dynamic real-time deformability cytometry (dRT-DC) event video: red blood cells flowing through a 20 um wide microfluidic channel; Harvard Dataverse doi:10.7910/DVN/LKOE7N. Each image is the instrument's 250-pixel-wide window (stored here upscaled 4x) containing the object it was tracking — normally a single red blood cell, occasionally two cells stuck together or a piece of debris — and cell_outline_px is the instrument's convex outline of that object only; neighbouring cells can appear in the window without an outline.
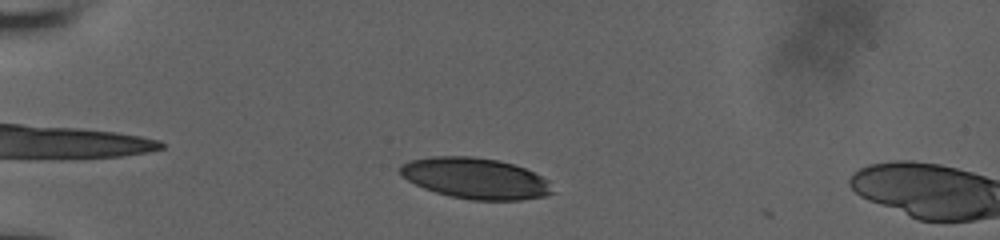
{"species": "human", "species_latin": "Homo sapiens", "temperature_condition": "room temperature", "stored_images_in_passage": 9, "camera_frame_rate_fps": 3000, "um_per_image_px": 0.085, "donor": {"sex": "male"}, "frame": {"image": 1, "passage_image": 6, "time_ms": 1.667, "image_size_px": [1000, 240], "cell_outline_px": [[552, 192], [544, 196], [520, 200], [472, 200], [452, 196], [436, 192], [424, 188], [408, 180], [400, 172], [400, 164], [412, 160], [428, 156], [472, 156], [500, 160], [524, 168], [548, 180]], "centroid_in_image_um": [40.39, 15.14], "position_along_channel_um": 44.6, "area_um2": 36.01}}